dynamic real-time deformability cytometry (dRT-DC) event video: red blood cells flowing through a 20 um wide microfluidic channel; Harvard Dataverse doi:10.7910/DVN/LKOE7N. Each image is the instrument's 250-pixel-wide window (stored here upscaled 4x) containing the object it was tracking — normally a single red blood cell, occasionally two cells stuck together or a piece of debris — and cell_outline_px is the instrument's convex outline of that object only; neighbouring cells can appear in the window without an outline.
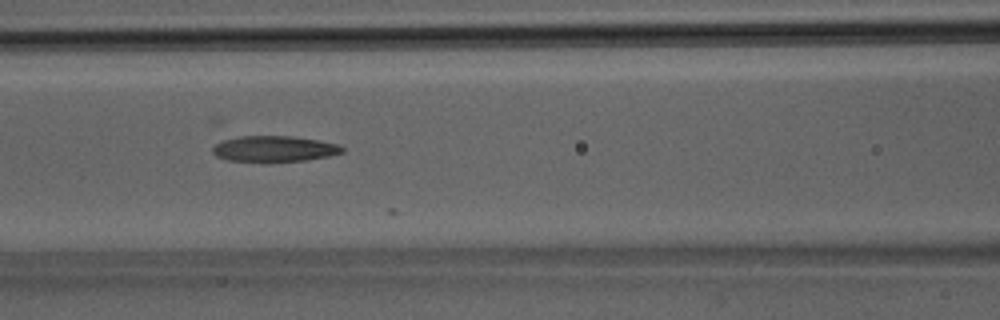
{"species": "Egyptian fruit bat (a non-hibernating species)", "species_latin": "Rousettus aegyptiacus", "temperature_condition": "room temperature", "stored_images_in_passage": 10, "camera_frame_rate_fps": 3000, "um_per_image_px": 0.085, "animal": {"sex": "male"}, "frame": {"image": 1, "passage_image": 7, "time_ms": 2.0, "image_size_px": [1000, 320], "cell_outline_px": [[344, 152], [328, 156], [308, 160], [268, 164], [228, 160], [216, 156], [212, 152], [212, 148], [216, 144], [224, 140], [240, 136], [292, 136], [320, 140], [340, 144], [344, 148]], "centroid_in_image_um": [23.33, 12.68], "position_along_channel_um": 143.3, "area_um2": 20.29}}